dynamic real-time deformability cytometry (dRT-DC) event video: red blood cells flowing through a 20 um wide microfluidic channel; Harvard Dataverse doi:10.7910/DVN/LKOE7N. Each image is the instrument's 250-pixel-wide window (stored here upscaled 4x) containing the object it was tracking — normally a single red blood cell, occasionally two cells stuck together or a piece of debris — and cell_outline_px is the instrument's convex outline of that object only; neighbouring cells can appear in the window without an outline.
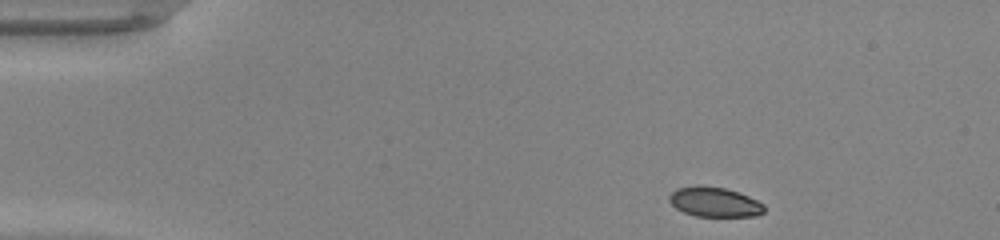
{"species": "common noctule bat (a hibernating species)", "species_latin": "Nyctalus noctula", "temperature_condition": "warm", "stored_images_in_passage": 42, "camera_frame_rate_fps": 3000, "um_per_image_px": 0.085, "animal": {"sex": "male", "body_mass_g": 20.0, "forearm_length_mm": 53.3}, "frame": {"image": 1, "passage_image": 1, "time_ms": 0.0, "image_size_px": [1000, 240], "cell_outline_px": [[764, 212], [756, 216], [696, 216], [684, 212], [676, 208], [668, 200], [668, 196], [676, 188], [696, 184], [724, 188], [748, 196], [764, 204]], "centroid_in_image_um": [60.7, 17.16], "position_along_channel_um": 24.3, "area_um2": 16.47}}
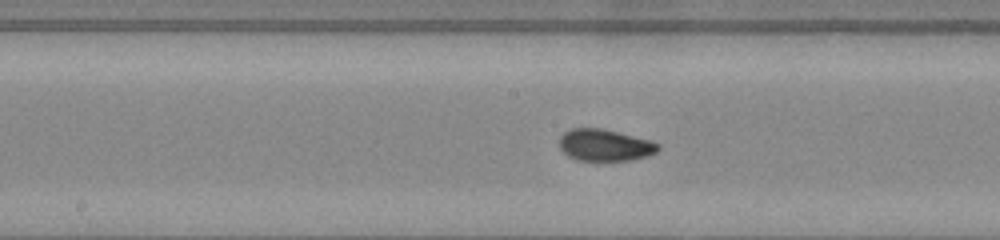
{"frame": {"image": 2, "passage_image": 19, "time_ms": 6.0, "image_size_px": [1000, 240], "cell_outline_px": [[660, 148], [656, 152], [648, 156], [632, 160], [576, 160], [568, 156], [560, 148], [560, 136], [568, 128], [600, 128], [652, 140], [660, 144]], "centroid_in_image_um": [51.42, 12.33], "position_along_channel_um": 196.8, "area_um2": 18.38}}
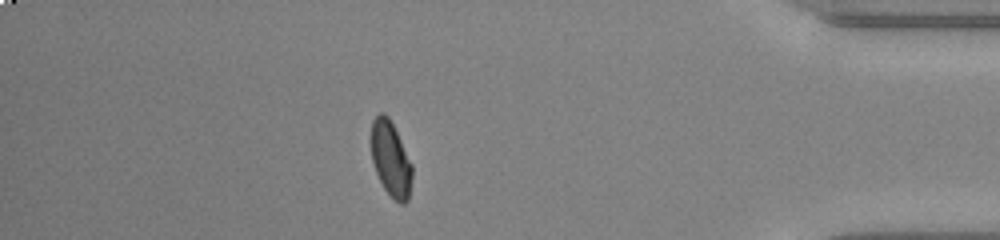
{"frame": {"image": 3, "passage_image": 36, "time_ms": 11.667, "image_size_px": [1000, 240], "cell_outline_px": [[412, 176], [408, 200], [404, 204], [400, 204], [384, 188], [376, 172], [372, 160], [368, 140], [372, 120], [380, 112], [384, 112], [388, 116], [412, 164]], "centroid_in_image_um": [33.16, 13.47], "position_along_channel_um": 402.0, "area_um2": 18.09}, "authors_computed_cell_mechanics": {"area_um2": 18.0914, "velocity_mm_per_s": 4.2904, "shape_relaxation_time_tau1_ms": 6.9356, "shape_relaxation_time_tau2_ms": null, "deformation_change_tau1": 0.1977, "deformation_change_tau2": null}}